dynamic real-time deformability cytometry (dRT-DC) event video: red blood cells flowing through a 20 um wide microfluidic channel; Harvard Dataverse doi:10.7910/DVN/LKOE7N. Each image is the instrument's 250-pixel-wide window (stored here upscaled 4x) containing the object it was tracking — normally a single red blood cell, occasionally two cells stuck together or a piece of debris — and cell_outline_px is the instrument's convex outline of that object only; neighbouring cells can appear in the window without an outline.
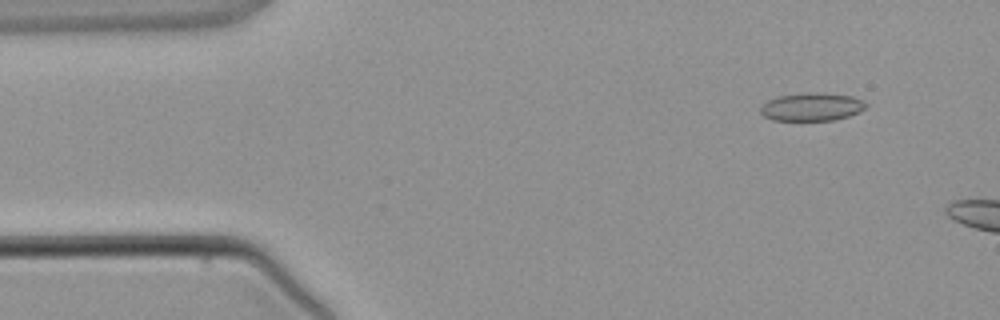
{"species": "common noctule bat (a hibernating species)", "species_latin": "Nyctalus noctula", "temperature_condition": "warm", "stored_images_in_passage": 3, "camera_frame_rate_fps": 3000, "um_per_image_px": 0.085, "animal": {"sex": "male", "body_mass_g": 21.5, "forearm_length_mm": 52.0}, "frame": {"image": 1, "passage_image": 1, "time_ms": 0.0, "image_size_px": [1000, 320], "cell_outline_px": [[868, 104], [860, 112], [848, 116], [832, 120], [772, 120], [764, 116], [760, 112], [760, 108], [768, 100], [780, 96], [804, 92], [808, 92], [852, 96], [864, 100]], "centroid_in_image_um": [69.01, 9.08], "position_along_channel_um": 16.0, "area_um2": 17.11}}